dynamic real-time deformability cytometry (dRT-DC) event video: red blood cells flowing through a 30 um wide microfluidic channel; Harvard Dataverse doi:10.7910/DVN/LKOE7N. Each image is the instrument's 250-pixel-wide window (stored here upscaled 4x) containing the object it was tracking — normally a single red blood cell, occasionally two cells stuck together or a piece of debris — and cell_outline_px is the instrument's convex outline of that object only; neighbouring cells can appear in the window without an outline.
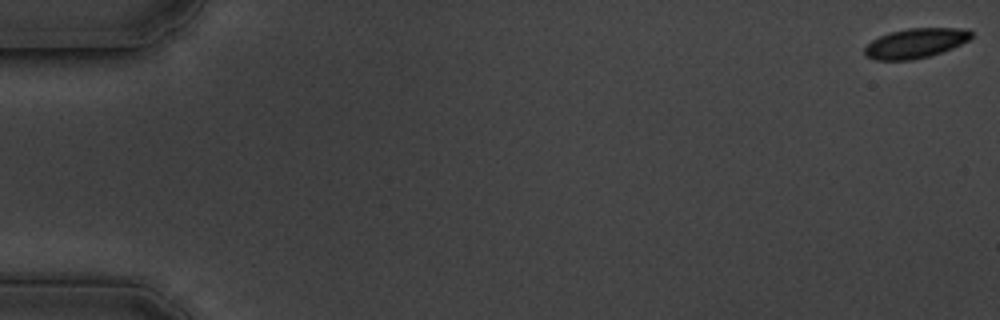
{"species": "common noctule bat (a hibernating species)", "species_latin": "Nyctalus noctula", "temperature_condition": "cold", "stored_images_in_passage": 18, "camera_frame_rate_fps": 3000, "um_per_image_px": 0.085, "animal": {"sex": "male", "body_mass_g": 19.5, "forearm_length_mm": 54.6}, "frame": {"image": 1, "passage_image": 1, "time_ms": 0.0, "image_size_px": [1000, 320], "cell_outline_px": [[972, 36], [948, 48], [924, 56], [904, 60], [884, 60], [868, 56], [864, 52], [864, 48], [868, 44], [884, 36], [896, 32], [916, 28], [948, 28], [972, 32]], "centroid_in_image_um": [77.76, 3.67], "position_along_channel_um": 7.2, "area_um2": 16.7}}
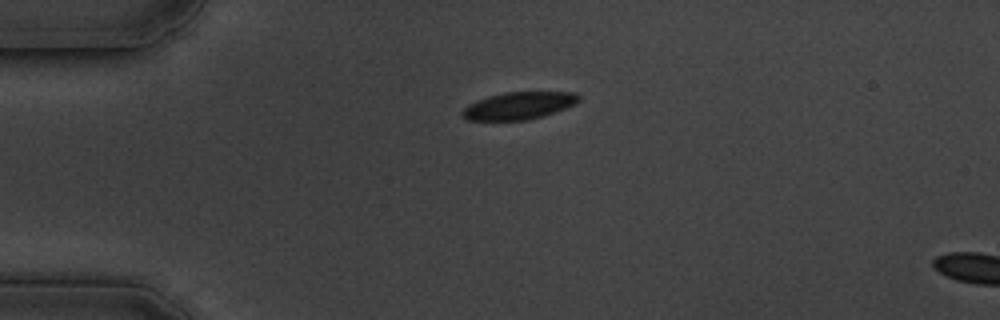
{"frame": {"image": 2, "passage_image": 15, "time_ms": 4.667, "image_size_px": [1000, 320], "cell_outline_px": [[576, 100], [572, 104], [536, 116], [520, 120], [472, 120], [464, 116], [464, 112], [472, 104], [480, 100], [492, 96], [512, 92], [564, 92], [576, 96]], "centroid_in_image_um": [44.03, 8.98], "position_along_channel_um": 41.0, "area_um2": 16.7}}